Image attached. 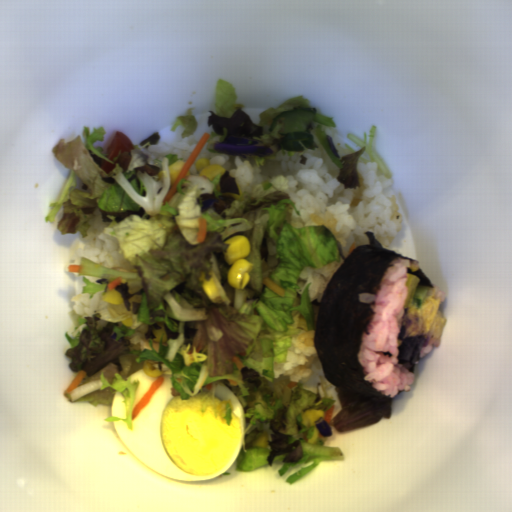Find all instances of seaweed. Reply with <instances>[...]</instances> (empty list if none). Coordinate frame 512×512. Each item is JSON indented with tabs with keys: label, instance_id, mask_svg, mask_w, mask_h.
I'll use <instances>...</instances> for the list:
<instances>
[{
	"label": "seaweed",
	"instance_id": "seaweed-2",
	"mask_svg": "<svg viewBox=\"0 0 512 512\" xmlns=\"http://www.w3.org/2000/svg\"><path fill=\"white\" fill-rule=\"evenodd\" d=\"M406 272L408 274V277L410 275H415L416 277L419 278L417 286H416V290L420 289L422 287L427 288V290L431 289V288H435L434 285L432 284V282L429 280V278L421 270L420 266H419L418 270H410L407 268Z\"/></svg>",
	"mask_w": 512,
	"mask_h": 512
},
{
	"label": "seaweed",
	"instance_id": "seaweed-1",
	"mask_svg": "<svg viewBox=\"0 0 512 512\" xmlns=\"http://www.w3.org/2000/svg\"><path fill=\"white\" fill-rule=\"evenodd\" d=\"M397 259L415 261L388 248L363 244L352 250L327 281L315 319L313 341L323 376L335 386L360 396L393 400L365 380L361 344L374 314V302H360V293H374L387 268ZM416 262V261H415Z\"/></svg>",
	"mask_w": 512,
	"mask_h": 512
}]
</instances>
